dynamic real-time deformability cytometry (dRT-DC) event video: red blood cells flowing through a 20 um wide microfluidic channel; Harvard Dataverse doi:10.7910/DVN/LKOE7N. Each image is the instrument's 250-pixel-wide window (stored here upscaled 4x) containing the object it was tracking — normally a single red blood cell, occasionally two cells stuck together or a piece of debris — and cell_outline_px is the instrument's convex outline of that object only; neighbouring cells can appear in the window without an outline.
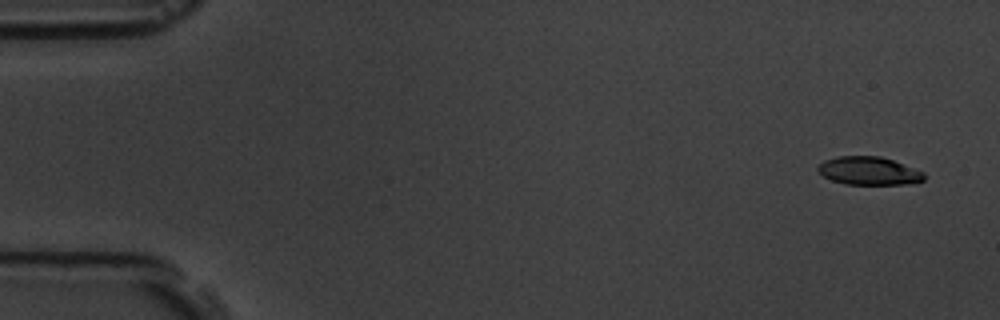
{"species": "common noctule bat (a hibernating species)", "species_latin": "Nyctalus noctula", "temperature_condition": "room temperature", "stored_images_in_passage": 5, "camera_frame_rate_fps": 3000, "um_per_image_px": 0.085, "animal": {"sex": "male", "body_mass_g": 19.5, "forearm_length_mm": 54.6}, "frame": {"image": 1, "passage_image": 1, "time_ms": 0.0, "image_size_px": [1000, 320], "cell_outline_px": [[924, 180], [908, 184], [844, 184], [832, 180], [824, 176], [816, 168], [824, 160], [836, 156], [880, 156], [892, 160], [924, 172]], "centroid_in_image_um": [73.84, 14.52], "position_along_channel_um": 11.2, "area_um2": 17.28}}